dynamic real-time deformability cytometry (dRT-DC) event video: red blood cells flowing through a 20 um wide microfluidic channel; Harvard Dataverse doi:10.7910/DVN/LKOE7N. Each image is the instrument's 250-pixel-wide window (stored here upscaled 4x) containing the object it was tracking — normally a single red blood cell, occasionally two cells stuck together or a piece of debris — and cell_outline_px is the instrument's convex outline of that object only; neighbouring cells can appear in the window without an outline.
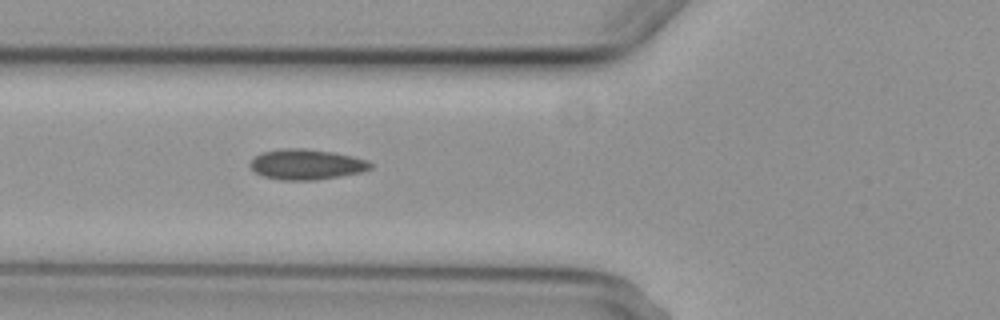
{"species": "common noctule bat (a hibernating species)", "species_latin": "Nyctalus noctula", "temperature_condition": "cold", "stored_images_in_passage": 3, "camera_frame_rate_fps": 3000, "um_per_image_px": 0.085, "animal": {"sex": "female", "body_mass_g": 29.2, "forearm_length_mm": 56.3}, "frame": {"image": 1, "passage_image": 3, "time_ms": 3.0, "image_size_px": [1000, 320], "cell_outline_px": [[372, 168], [360, 172], [340, 176], [316, 180], [280, 180], [264, 176], [256, 172], [248, 164], [260, 152], [284, 148], [304, 148], [332, 152], [352, 156], [368, 160], [372, 164]], "centroid_in_image_um": [26.04, 13.97], "position_along_channel_um": 99.8, "area_um2": 21.27}}